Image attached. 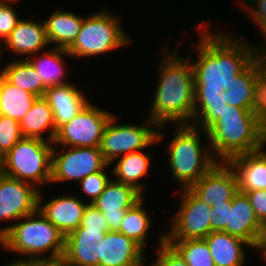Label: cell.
<instances>
[{"label":"cell","mask_w":266,"mask_h":266,"mask_svg":"<svg viewBox=\"0 0 266 266\" xmlns=\"http://www.w3.org/2000/svg\"><path fill=\"white\" fill-rule=\"evenodd\" d=\"M200 25L199 41L195 50L198 57L191 61L195 99L221 97L253 61L249 42L244 37L226 34L223 31H208L206 24Z\"/></svg>","instance_id":"obj_1"},{"label":"cell","mask_w":266,"mask_h":266,"mask_svg":"<svg viewBox=\"0 0 266 266\" xmlns=\"http://www.w3.org/2000/svg\"><path fill=\"white\" fill-rule=\"evenodd\" d=\"M163 48V59L159 63L158 81L155 86L153 104L148 118L163 128L166 123L173 125L192 124L195 104V81L191 57L186 59L180 51ZM164 125V126H163Z\"/></svg>","instance_id":"obj_2"},{"label":"cell","mask_w":266,"mask_h":266,"mask_svg":"<svg viewBox=\"0 0 266 266\" xmlns=\"http://www.w3.org/2000/svg\"><path fill=\"white\" fill-rule=\"evenodd\" d=\"M64 242L65 236L38 209L16 221L0 237V246L6 252L18 253L21 258L25 255V259L16 258L13 261L29 264L60 262Z\"/></svg>","instance_id":"obj_3"},{"label":"cell","mask_w":266,"mask_h":266,"mask_svg":"<svg viewBox=\"0 0 266 266\" xmlns=\"http://www.w3.org/2000/svg\"><path fill=\"white\" fill-rule=\"evenodd\" d=\"M206 139L218 162L266 146V130L249 109L227 105L207 130Z\"/></svg>","instance_id":"obj_4"},{"label":"cell","mask_w":266,"mask_h":266,"mask_svg":"<svg viewBox=\"0 0 266 266\" xmlns=\"http://www.w3.org/2000/svg\"><path fill=\"white\" fill-rule=\"evenodd\" d=\"M174 133L166 150L170 170L176 182H179L180 190V187L185 189L194 185L218 160L214 158L210 147L203 149L201 136H207L205 130L192 124L176 125Z\"/></svg>","instance_id":"obj_5"},{"label":"cell","mask_w":266,"mask_h":266,"mask_svg":"<svg viewBox=\"0 0 266 266\" xmlns=\"http://www.w3.org/2000/svg\"><path fill=\"white\" fill-rule=\"evenodd\" d=\"M129 38L119 18L104 9L84 17L78 36L66 51L72 59L101 56L132 43Z\"/></svg>","instance_id":"obj_6"},{"label":"cell","mask_w":266,"mask_h":266,"mask_svg":"<svg viewBox=\"0 0 266 266\" xmlns=\"http://www.w3.org/2000/svg\"><path fill=\"white\" fill-rule=\"evenodd\" d=\"M53 143L39 138L23 137L3 156L4 175L25 181L37 189L50 184Z\"/></svg>","instance_id":"obj_7"},{"label":"cell","mask_w":266,"mask_h":266,"mask_svg":"<svg viewBox=\"0 0 266 266\" xmlns=\"http://www.w3.org/2000/svg\"><path fill=\"white\" fill-rule=\"evenodd\" d=\"M116 116V114L113 115L107 123L99 146L104 159L110 165L125 154L147 149L148 146L161 143L164 139L161 127L148 117L139 126L131 123H116L118 119Z\"/></svg>","instance_id":"obj_8"},{"label":"cell","mask_w":266,"mask_h":266,"mask_svg":"<svg viewBox=\"0 0 266 266\" xmlns=\"http://www.w3.org/2000/svg\"><path fill=\"white\" fill-rule=\"evenodd\" d=\"M113 115L88 102L72 120L57 128L53 146L99 147L105 127Z\"/></svg>","instance_id":"obj_9"},{"label":"cell","mask_w":266,"mask_h":266,"mask_svg":"<svg viewBox=\"0 0 266 266\" xmlns=\"http://www.w3.org/2000/svg\"><path fill=\"white\" fill-rule=\"evenodd\" d=\"M66 148V146L61 148L53 146L50 184L64 181L79 183L88 175L110 166L104 159L99 147Z\"/></svg>","instance_id":"obj_10"},{"label":"cell","mask_w":266,"mask_h":266,"mask_svg":"<svg viewBox=\"0 0 266 266\" xmlns=\"http://www.w3.org/2000/svg\"><path fill=\"white\" fill-rule=\"evenodd\" d=\"M180 194L179 210L170 221V232H164L165 239H204L212 232L211 207L189 188L180 189Z\"/></svg>","instance_id":"obj_11"},{"label":"cell","mask_w":266,"mask_h":266,"mask_svg":"<svg viewBox=\"0 0 266 266\" xmlns=\"http://www.w3.org/2000/svg\"><path fill=\"white\" fill-rule=\"evenodd\" d=\"M39 191L31 183L6 175L0 178V222L10 223L0 228V237L15 224L14 221L37 210Z\"/></svg>","instance_id":"obj_12"},{"label":"cell","mask_w":266,"mask_h":266,"mask_svg":"<svg viewBox=\"0 0 266 266\" xmlns=\"http://www.w3.org/2000/svg\"><path fill=\"white\" fill-rule=\"evenodd\" d=\"M225 233L246 241L266 256V228L257 219L245 193L238 192L231 201Z\"/></svg>","instance_id":"obj_13"},{"label":"cell","mask_w":266,"mask_h":266,"mask_svg":"<svg viewBox=\"0 0 266 266\" xmlns=\"http://www.w3.org/2000/svg\"><path fill=\"white\" fill-rule=\"evenodd\" d=\"M189 189L210 207L231 204L232 199L239 192L234 170L227 162L221 161Z\"/></svg>","instance_id":"obj_14"},{"label":"cell","mask_w":266,"mask_h":266,"mask_svg":"<svg viewBox=\"0 0 266 266\" xmlns=\"http://www.w3.org/2000/svg\"><path fill=\"white\" fill-rule=\"evenodd\" d=\"M143 198L134 187L112 180L107 183L104 191L92 203L106 218L110 231H117L124 219L127 209L132 208Z\"/></svg>","instance_id":"obj_15"},{"label":"cell","mask_w":266,"mask_h":266,"mask_svg":"<svg viewBox=\"0 0 266 266\" xmlns=\"http://www.w3.org/2000/svg\"><path fill=\"white\" fill-rule=\"evenodd\" d=\"M99 266H145V250L118 231H109L96 242Z\"/></svg>","instance_id":"obj_16"},{"label":"cell","mask_w":266,"mask_h":266,"mask_svg":"<svg viewBox=\"0 0 266 266\" xmlns=\"http://www.w3.org/2000/svg\"><path fill=\"white\" fill-rule=\"evenodd\" d=\"M42 191L38 195L40 213L64 235H68L80 226L87 203L79 196L64 194L42 202Z\"/></svg>","instance_id":"obj_17"},{"label":"cell","mask_w":266,"mask_h":266,"mask_svg":"<svg viewBox=\"0 0 266 266\" xmlns=\"http://www.w3.org/2000/svg\"><path fill=\"white\" fill-rule=\"evenodd\" d=\"M48 45L44 20L35 22L34 20L22 18L15 29L0 45V56L1 52H3V46L9 52L11 51L16 56L21 57L20 59H27L32 55L41 53Z\"/></svg>","instance_id":"obj_18"},{"label":"cell","mask_w":266,"mask_h":266,"mask_svg":"<svg viewBox=\"0 0 266 266\" xmlns=\"http://www.w3.org/2000/svg\"><path fill=\"white\" fill-rule=\"evenodd\" d=\"M230 158L227 163L234 170L239 192L266 190V150Z\"/></svg>","instance_id":"obj_19"},{"label":"cell","mask_w":266,"mask_h":266,"mask_svg":"<svg viewBox=\"0 0 266 266\" xmlns=\"http://www.w3.org/2000/svg\"><path fill=\"white\" fill-rule=\"evenodd\" d=\"M44 97L53 111L56 129L72 120L76 114L89 102L84 92L74 84L49 86Z\"/></svg>","instance_id":"obj_20"},{"label":"cell","mask_w":266,"mask_h":266,"mask_svg":"<svg viewBox=\"0 0 266 266\" xmlns=\"http://www.w3.org/2000/svg\"><path fill=\"white\" fill-rule=\"evenodd\" d=\"M204 240L215 266H244V247H251L246 241L223 231L211 232Z\"/></svg>","instance_id":"obj_21"},{"label":"cell","mask_w":266,"mask_h":266,"mask_svg":"<svg viewBox=\"0 0 266 266\" xmlns=\"http://www.w3.org/2000/svg\"><path fill=\"white\" fill-rule=\"evenodd\" d=\"M84 17L72 11L56 9L44 19L46 37L49 45L67 50L78 36ZM51 43V44H50Z\"/></svg>","instance_id":"obj_22"},{"label":"cell","mask_w":266,"mask_h":266,"mask_svg":"<svg viewBox=\"0 0 266 266\" xmlns=\"http://www.w3.org/2000/svg\"><path fill=\"white\" fill-rule=\"evenodd\" d=\"M20 129L23 137L39 138L48 142H53L56 134L53 111L47 99L37 97L31 109L20 120ZM49 130L48 137H43V132Z\"/></svg>","instance_id":"obj_23"},{"label":"cell","mask_w":266,"mask_h":266,"mask_svg":"<svg viewBox=\"0 0 266 266\" xmlns=\"http://www.w3.org/2000/svg\"><path fill=\"white\" fill-rule=\"evenodd\" d=\"M151 155L144 153L142 150L131 152L115 159L113 174L118 182L134 187L142 195H144L145 187L140 182L148 173L151 162Z\"/></svg>","instance_id":"obj_24"},{"label":"cell","mask_w":266,"mask_h":266,"mask_svg":"<svg viewBox=\"0 0 266 266\" xmlns=\"http://www.w3.org/2000/svg\"><path fill=\"white\" fill-rule=\"evenodd\" d=\"M0 70V75L10 84L33 93L38 97L45 95L48 88L42 81L41 76L33 68L27 59H15L6 63Z\"/></svg>","instance_id":"obj_25"},{"label":"cell","mask_w":266,"mask_h":266,"mask_svg":"<svg viewBox=\"0 0 266 266\" xmlns=\"http://www.w3.org/2000/svg\"><path fill=\"white\" fill-rule=\"evenodd\" d=\"M39 54H37L38 56L36 54L32 55L27 60L41 76L43 83L47 87L68 83L65 81L66 78H64L66 74L64 70L66 68V65H64L66 64V59L63 58L64 56H68L66 58L70 57L68 52L64 49L53 47L50 51L48 50L47 52L46 49L41 55Z\"/></svg>","instance_id":"obj_26"},{"label":"cell","mask_w":266,"mask_h":266,"mask_svg":"<svg viewBox=\"0 0 266 266\" xmlns=\"http://www.w3.org/2000/svg\"><path fill=\"white\" fill-rule=\"evenodd\" d=\"M37 97L10 84L0 75V115L20 122Z\"/></svg>","instance_id":"obj_27"},{"label":"cell","mask_w":266,"mask_h":266,"mask_svg":"<svg viewBox=\"0 0 266 266\" xmlns=\"http://www.w3.org/2000/svg\"><path fill=\"white\" fill-rule=\"evenodd\" d=\"M263 67L257 61H253L226 91L227 105L251 110L254 95L255 74Z\"/></svg>","instance_id":"obj_28"},{"label":"cell","mask_w":266,"mask_h":266,"mask_svg":"<svg viewBox=\"0 0 266 266\" xmlns=\"http://www.w3.org/2000/svg\"><path fill=\"white\" fill-rule=\"evenodd\" d=\"M144 198L136 203L132 208L127 209L124 219L120 224L118 232L124 234L138 243L144 250L147 244V234H149L151 218L144 206Z\"/></svg>","instance_id":"obj_29"},{"label":"cell","mask_w":266,"mask_h":266,"mask_svg":"<svg viewBox=\"0 0 266 266\" xmlns=\"http://www.w3.org/2000/svg\"><path fill=\"white\" fill-rule=\"evenodd\" d=\"M184 258L188 266H215L204 239H165Z\"/></svg>","instance_id":"obj_30"},{"label":"cell","mask_w":266,"mask_h":266,"mask_svg":"<svg viewBox=\"0 0 266 266\" xmlns=\"http://www.w3.org/2000/svg\"><path fill=\"white\" fill-rule=\"evenodd\" d=\"M226 106V91H222L221 97L195 99L192 125L206 131L219 119L220 112Z\"/></svg>","instance_id":"obj_31"},{"label":"cell","mask_w":266,"mask_h":266,"mask_svg":"<svg viewBox=\"0 0 266 266\" xmlns=\"http://www.w3.org/2000/svg\"><path fill=\"white\" fill-rule=\"evenodd\" d=\"M60 262L65 266H99L96 242L64 243V253Z\"/></svg>","instance_id":"obj_32"},{"label":"cell","mask_w":266,"mask_h":266,"mask_svg":"<svg viewBox=\"0 0 266 266\" xmlns=\"http://www.w3.org/2000/svg\"><path fill=\"white\" fill-rule=\"evenodd\" d=\"M251 111L258 123L266 130V66L255 74Z\"/></svg>","instance_id":"obj_33"},{"label":"cell","mask_w":266,"mask_h":266,"mask_svg":"<svg viewBox=\"0 0 266 266\" xmlns=\"http://www.w3.org/2000/svg\"><path fill=\"white\" fill-rule=\"evenodd\" d=\"M22 138L19 122L0 115V154L4 156Z\"/></svg>","instance_id":"obj_34"},{"label":"cell","mask_w":266,"mask_h":266,"mask_svg":"<svg viewBox=\"0 0 266 266\" xmlns=\"http://www.w3.org/2000/svg\"><path fill=\"white\" fill-rule=\"evenodd\" d=\"M158 237L157 258L149 266H188L180 253L165 241V234Z\"/></svg>","instance_id":"obj_35"},{"label":"cell","mask_w":266,"mask_h":266,"mask_svg":"<svg viewBox=\"0 0 266 266\" xmlns=\"http://www.w3.org/2000/svg\"><path fill=\"white\" fill-rule=\"evenodd\" d=\"M104 170L105 169L92 173L78 183L83 193L87 197H90V204H92L104 191L107 183L111 179L107 172Z\"/></svg>","instance_id":"obj_36"},{"label":"cell","mask_w":266,"mask_h":266,"mask_svg":"<svg viewBox=\"0 0 266 266\" xmlns=\"http://www.w3.org/2000/svg\"><path fill=\"white\" fill-rule=\"evenodd\" d=\"M16 1L0 0V45L6 40L21 20L13 8Z\"/></svg>","instance_id":"obj_37"},{"label":"cell","mask_w":266,"mask_h":266,"mask_svg":"<svg viewBox=\"0 0 266 266\" xmlns=\"http://www.w3.org/2000/svg\"><path fill=\"white\" fill-rule=\"evenodd\" d=\"M78 228H86V231L109 232L106 218L98 208L87 202L84 215Z\"/></svg>","instance_id":"obj_38"},{"label":"cell","mask_w":266,"mask_h":266,"mask_svg":"<svg viewBox=\"0 0 266 266\" xmlns=\"http://www.w3.org/2000/svg\"><path fill=\"white\" fill-rule=\"evenodd\" d=\"M259 222L266 228V190L244 192Z\"/></svg>","instance_id":"obj_39"},{"label":"cell","mask_w":266,"mask_h":266,"mask_svg":"<svg viewBox=\"0 0 266 266\" xmlns=\"http://www.w3.org/2000/svg\"><path fill=\"white\" fill-rule=\"evenodd\" d=\"M107 232L86 231V228H77L65 236L64 243H90L99 242Z\"/></svg>","instance_id":"obj_40"},{"label":"cell","mask_w":266,"mask_h":266,"mask_svg":"<svg viewBox=\"0 0 266 266\" xmlns=\"http://www.w3.org/2000/svg\"><path fill=\"white\" fill-rule=\"evenodd\" d=\"M229 209H231V204H219L211 207L210 222L212 232H224L226 230Z\"/></svg>","instance_id":"obj_41"},{"label":"cell","mask_w":266,"mask_h":266,"mask_svg":"<svg viewBox=\"0 0 266 266\" xmlns=\"http://www.w3.org/2000/svg\"><path fill=\"white\" fill-rule=\"evenodd\" d=\"M247 1L250 2L251 5L254 4L255 8L251 5L248 6L246 4ZM242 2L239 4H241L243 10H245V12L247 11L246 13L250 15L253 23L258 25V27L261 24H266V0H243Z\"/></svg>","instance_id":"obj_42"},{"label":"cell","mask_w":266,"mask_h":266,"mask_svg":"<svg viewBox=\"0 0 266 266\" xmlns=\"http://www.w3.org/2000/svg\"><path fill=\"white\" fill-rule=\"evenodd\" d=\"M259 29L261 31V34H264L263 37H261L265 41L264 44H262V46H258V44L252 45V43L250 42V46L252 50L253 59L262 64L263 66H266V24H261L259 26Z\"/></svg>","instance_id":"obj_43"},{"label":"cell","mask_w":266,"mask_h":266,"mask_svg":"<svg viewBox=\"0 0 266 266\" xmlns=\"http://www.w3.org/2000/svg\"><path fill=\"white\" fill-rule=\"evenodd\" d=\"M29 266H65L61 262L57 263H32Z\"/></svg>","instance_id":"obj_44"},{"label":"cell","mask_w":266,"mask_h":266,"mask_svg":"<svg viewBox=\"0 0 266 266\" xmlns=\"http://www.w3.org/2000/svg\"><path fill=\"white\" fill-rule=\"evenodd\" d=\"M4 266H29V263L20 262V261H10L7 265Z\"/></svg>","instance_id":"obj_45"},{"label":"cell","mask_w":266,"mask_h":266,"mask_svg":"<svg viewBox=\"0 0 266 266\" xmlns=\"http://www.w3.org/2000/svg\"><path fill=\"white\" fill-rule=\"evenodd\" d=\"M4 175L3 155L0 154V178Z\"/></svg>","instance_id":"obj_46"},{"label":"cell","mask_w":266,"mask_h":266,"mask_svg":"<svg viewBox=\"0 0 266 266\" xmlns=\"http://www.w3.org/2000/svg\"><path fill=\"white\" fill-rule=\"evenodd\" d=\"M4 1H16V2H18V1H20V0H4Z\"/></svg>","instance_id":"obj_47"}]
</instances>
